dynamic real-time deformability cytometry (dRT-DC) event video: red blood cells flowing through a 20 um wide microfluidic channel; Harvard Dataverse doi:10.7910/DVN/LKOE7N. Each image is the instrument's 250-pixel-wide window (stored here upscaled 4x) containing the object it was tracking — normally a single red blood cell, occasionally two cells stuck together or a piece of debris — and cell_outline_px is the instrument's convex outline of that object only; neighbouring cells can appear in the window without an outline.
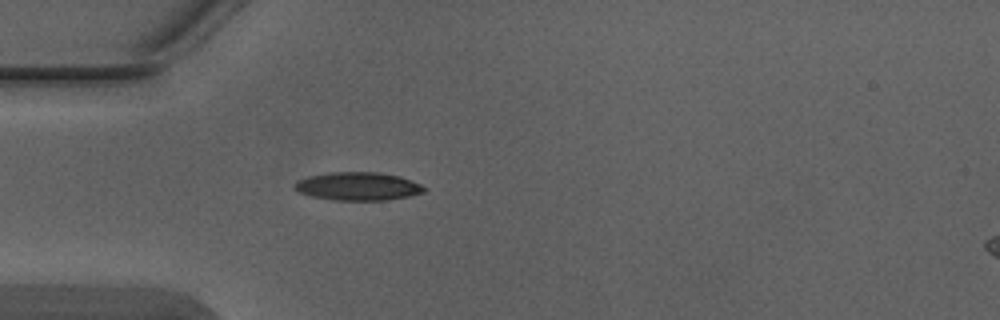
{"species": "Egyptian fruit bat (a non-hibernating species)", "species_latin": "Rousettus aegyptiacus", "temperature_condition": "warm", "stored_images_in_passage": 1, "camera_frame_rate_fps": 3000, "um_per_image_px": 0.085, "animal": {"sex": "male"}, "frame": {"image": 1, "passage_image": 1, "time_ms": 0.0, "image_size_px": [1000, 320], "cell_outline_px": [[424, 192], [408, 196], [388, 200], [336, 200], [312, 196], [300, 192], [292, 184], [296, 180], [308, 176], [328, 172], [380, 172], [400, 176], [420, 184], [424, 188]], "centroid_in_image_um": [30.4, 15.82], "position_along_channel_um": 54.6, "area_um2": 21.21}}